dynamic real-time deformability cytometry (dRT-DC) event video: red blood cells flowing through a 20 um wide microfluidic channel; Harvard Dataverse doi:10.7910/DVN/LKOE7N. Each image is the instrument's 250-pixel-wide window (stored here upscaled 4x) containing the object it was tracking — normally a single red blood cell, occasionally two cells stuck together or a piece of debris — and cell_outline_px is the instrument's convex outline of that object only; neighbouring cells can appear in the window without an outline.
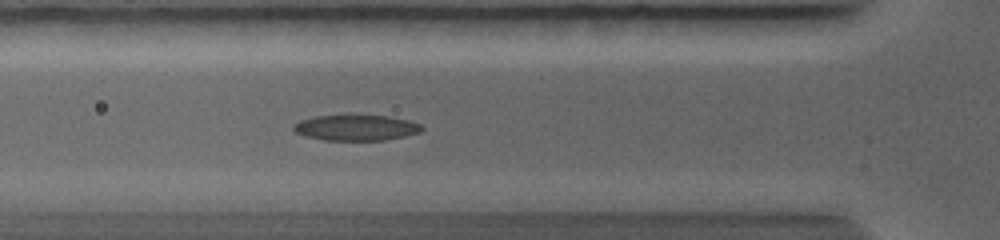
{"species": "common noctule bat (a hibernating species)", "species_latin": "Nyctalus noctula", "temperature_condition": "warm", "stored_images_in_passage": 28, "camera_frame_rate_fps": 5000, "um_per_image_px": 0.085, "animal": {"sex": "female", "body_mass_g": 19.0, "forearm_length_mm": 56.7}, "frame": {"image": 1, "passage_image": 7, "time_ms": 2.8, "image_size_px": [1000, 240], "cell_outline_px": [[424, 128], [420, 132], [404, 136], [384, 140], [324, 140], [308, 136], [296, 132], [292, 128], [292, 124], [300, 120], [316, 116], [388, 116], [408, 120], [420, 124]], "centroid_in_image_um": [30.27, 10.86], "position_along_channel_um": 95.5, "area_um2": 18.9}}
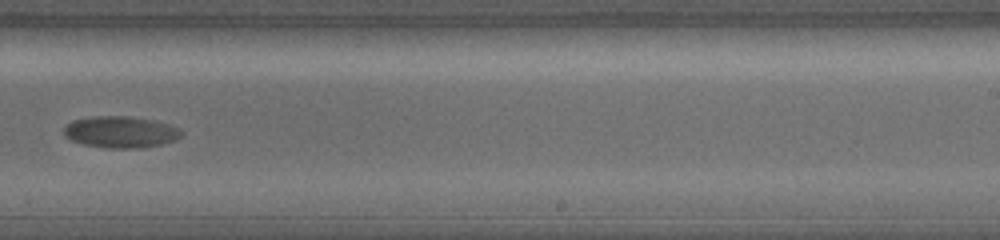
{"frame": {"image": 2, "passage_image": 16, "time_ms": 6.8, "image_size_px": [1000, 240], "cell_outline_px": [[184, 132], [176, 140], [160, 144], [140, 148], [108, 148], [84, 144], [72, 140], [64, 136], [64, 128], [72, 120], [92, 116], [128, 116], [152, 120], [168, 124], [180, 128]], "centroid_in_image_um": [10.26, 11.21], "position_along_channel_um": 278.7, "area_um2": 21.56}}
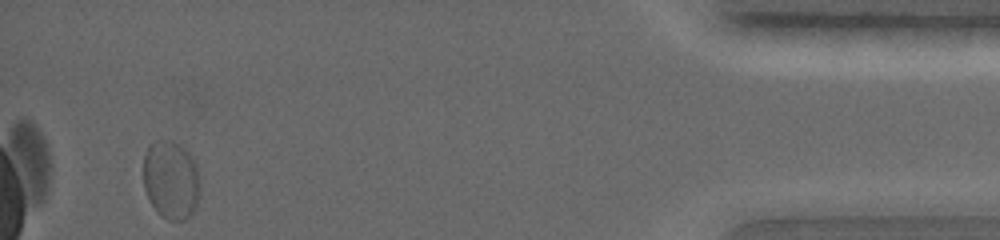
{"frame": {"image": 3, "passage_image": 28, "time_ms": 11.8, "image_size_px": [1000, 240], "cell_outline_px": [[200, 196], [196, 208], [184, 220], [168, 220], [160, 216], [152, 204], [144, 188], [144, 156], [148, 144], [156, 140], [172, 140], [180, 144], [192, 156], [196, 164], [200, 180]], "centroid_in_image_um": [14.56, 15.27], "position_along_channel_um": 420.6, "area_um2": 26.36}}